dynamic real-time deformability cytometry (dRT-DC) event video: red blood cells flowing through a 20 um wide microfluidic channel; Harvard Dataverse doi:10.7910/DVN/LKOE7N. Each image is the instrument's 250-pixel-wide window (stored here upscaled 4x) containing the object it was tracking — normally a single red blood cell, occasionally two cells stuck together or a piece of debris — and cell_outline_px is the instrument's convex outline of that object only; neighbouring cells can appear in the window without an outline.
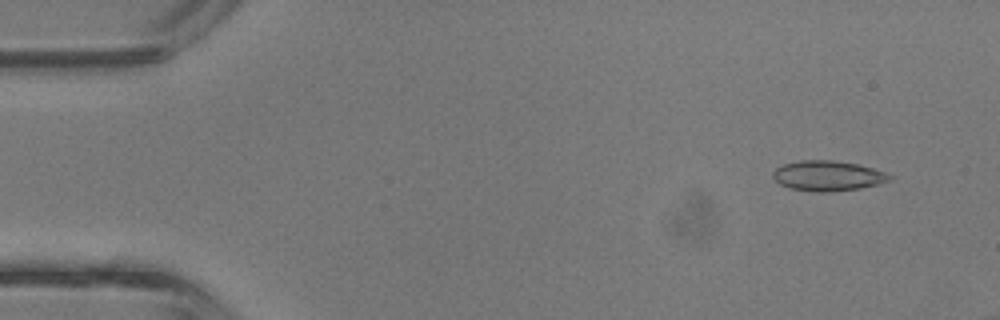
{"species": "common noctule bat (a hibernating species)", "species_latin": "Nyctalus noctula", "temperature_condition": "room temperature", "stored_images_in_passage": 7, "camera_frame_rate_fps": 3000, "um_per_image_px": 0.085, "animal": {"sex": "male", "body_mass_g": 13.3}, "frame": {"image": 1, "passage_image": 3, "time_ms": 0.667, "image_size_px": [1000, 320], "cell_outline_px": [[892, 180], [880, 184], [860, 188], [832, 192], [812, 192], [788, 188], [780, 184], [772, 176], [772, 172], [776, 168], [784, 164], [800, 160], [832, 160], [856, 164], [872, 168], [884, 172], [892, 176]], "centroid_in_image_um": [70.35, 14.96], "position_along_channel_um": 14.6, "area_um2": 20.63}}